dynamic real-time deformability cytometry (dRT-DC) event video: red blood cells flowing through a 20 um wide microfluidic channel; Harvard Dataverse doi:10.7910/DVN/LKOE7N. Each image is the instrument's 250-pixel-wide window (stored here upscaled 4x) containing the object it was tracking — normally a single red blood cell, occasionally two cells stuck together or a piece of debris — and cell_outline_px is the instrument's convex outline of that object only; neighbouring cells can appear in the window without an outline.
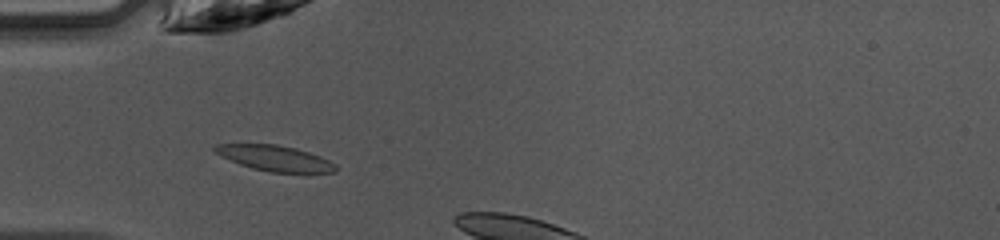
{"species": "common noctule bat (a hibernating species)", "species_latin": "Nyctalus noctula", "temperature_condition": "warm", "stored_images_in_passage": 17, "camera_frame_rate_fps": 3000, "um_per_image_px": 0.085, "animal": {"sex": "female", "body_mass_g": 10.0, "forearm_length_mm": 53.1}, "frame": {"image": 1, "passage_image": 15, "time_ms": 4.667, "image_size_px": [1000, 240], "cell_outline_px": [[336, 172], [268, 172], [252, 168], [240, 164], [220, 156], [212, 148], [216, 144], [276, 144], [296, 148], [320, 156], [336, 164]], "centroid_in_image_um": [23.35, 13.44], "position_along_channel_um": 61.7, "area_um2": 17.86}}